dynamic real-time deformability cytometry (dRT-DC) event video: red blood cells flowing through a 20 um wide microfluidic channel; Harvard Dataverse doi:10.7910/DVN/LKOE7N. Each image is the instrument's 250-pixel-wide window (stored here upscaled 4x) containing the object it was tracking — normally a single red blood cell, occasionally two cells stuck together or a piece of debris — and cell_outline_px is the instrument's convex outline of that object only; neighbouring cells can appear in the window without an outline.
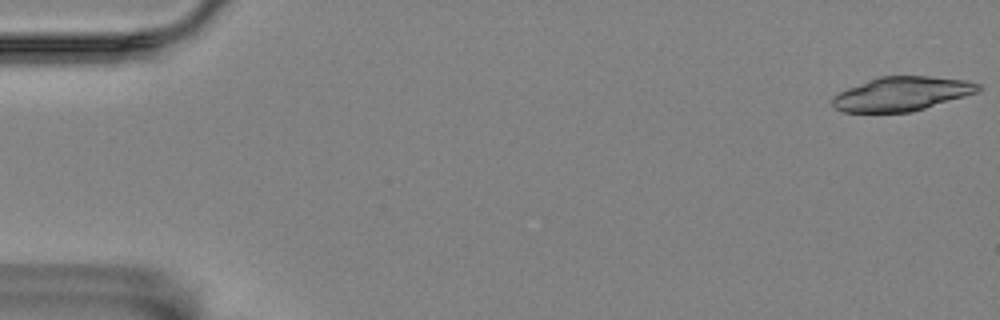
{"species": "Egyptian fruit bat (a non-hibernating species)", "species_latin": "Rousettus aegyptiacus", "temperature_condition": "room temperature", "stored_images_in_passage": 19, "camera_frame_rate_fps": 3000, "um_per_image_px": 0.085, "animal": {"sex": "female"}, "frame": {"image": 1, "passage_image": 1, "time_ms": 0.0, "image_size_px": [1000, 320], "cell_outline_px": [[984, 88], [980, 92], [912, 112], [844, 112], [836, 108], [832, 104], [832, 96], [848, 88], [880, 76], [928, 76], [968, 80], [980, 84]], "centroid_in_image_um": [76.72, 7.97], "position_along_channel_um": 8.3, "area_um2": 29.07}}